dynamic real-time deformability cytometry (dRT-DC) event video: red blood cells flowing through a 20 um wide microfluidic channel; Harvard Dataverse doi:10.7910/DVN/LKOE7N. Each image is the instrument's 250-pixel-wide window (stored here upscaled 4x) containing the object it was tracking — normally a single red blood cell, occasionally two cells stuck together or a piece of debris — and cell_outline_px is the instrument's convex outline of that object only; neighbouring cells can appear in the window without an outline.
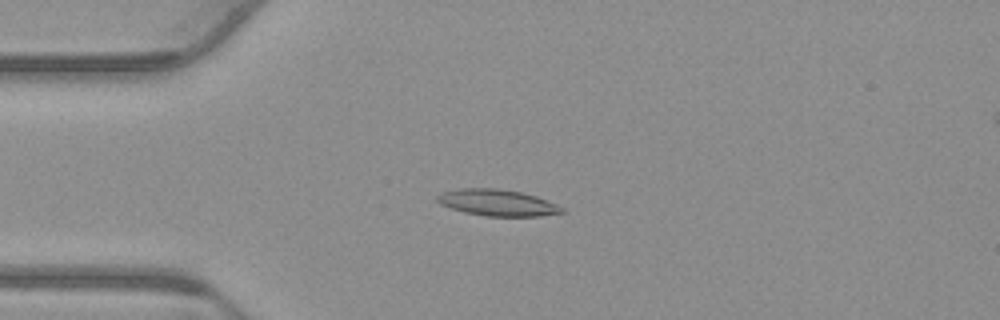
{"species": "common noctule bat (a hibernating species)", "species_latin": "Nyctalus noctula", "temperature_condition": "warm", "stored_images_in_passage": 55, "camera_frame_rate_fps": 3000, "um_per_image_px": 0.085, "animal": {"sex": "male", "body_mass_g": 23.1, "forearm_length_mm": 52.7}, "frame": {"image": 1, "passage_image": 14, "time_ms": 4.333, "image_size_px": [1000, 320], "cell_outline_px": [[564, 212], [540, 216], [484, 216], [464, 212], [440, 204], [436, 200], [436, 196], [440, 192], [460, 188], [496, 188], [520, 192], [536, 196], [556, 204], [564, 208]], "centroid_in_image_um": [42.24, 17.22], "position_along_channel_um": 42.8, "area_um2": 19.19}}
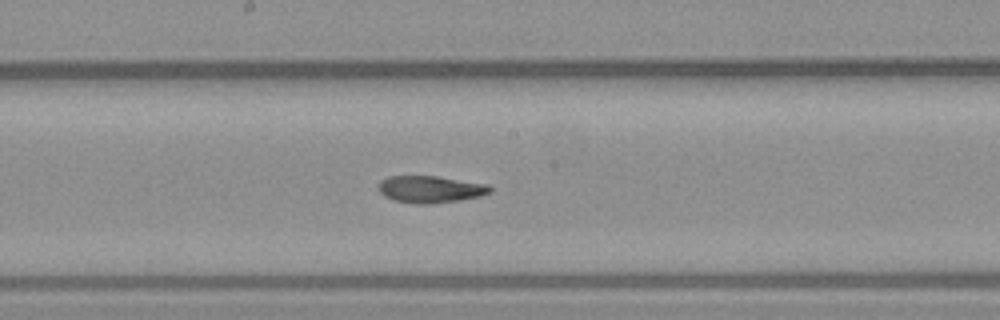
{"frame": {"image": 2, "passage_image": 29, "time_ms": 9.333, "image_size_px": [1000, 320], "cell_outline_px": [[492, 192], [480, 196], [460, 200], [432, 204], [420, 204], [392, 200], [384, 196], [376, 188], [376, 184], [380, 180], [388, 176], [436, 176], [488, 184], [492, 188]], "centroid_in_image_um": [36.54, 16.08], "position_along_channel_um": 211.7, "area_um2": 17.8}}
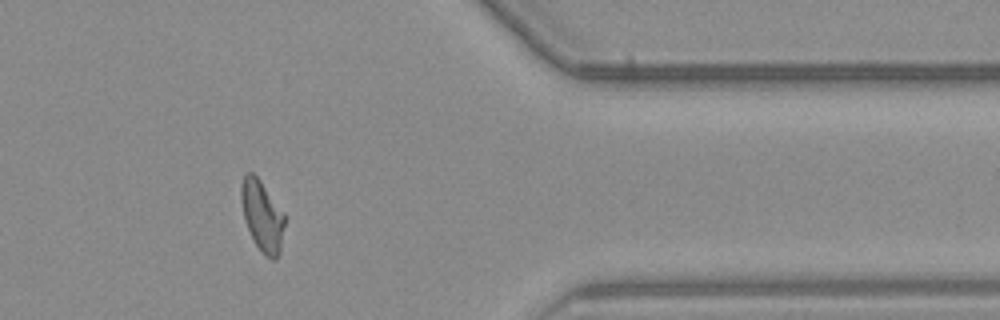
{"frame": {"image": 3, "passage_image": 45, "time_ms": 14.667, "image_size_px": [1000, 320], "cell_outline_px": [[284, 224], [280, 252], [276, 260], [272, 260], [256, 244], [244, 220], [240, 200], [240, 184], [244, 172], [252, 172], [260, 180], [284, 212]], "centroid_in_image_um": [22.26, 18.28], "position_along_channel_um": 389.1, "area_um2": 17.86}, "authors_computed_cell_mechanics": {"area_um2": 18.1492, "velocity_mm_per_s": 3.7645, "shape_relaxation_time_tau1_ms": null, "shape_relaxation_time_tau2_ms": 7.1423, "deformation_change_tau1": null, "deformation_change_tau2": 0.1355}}